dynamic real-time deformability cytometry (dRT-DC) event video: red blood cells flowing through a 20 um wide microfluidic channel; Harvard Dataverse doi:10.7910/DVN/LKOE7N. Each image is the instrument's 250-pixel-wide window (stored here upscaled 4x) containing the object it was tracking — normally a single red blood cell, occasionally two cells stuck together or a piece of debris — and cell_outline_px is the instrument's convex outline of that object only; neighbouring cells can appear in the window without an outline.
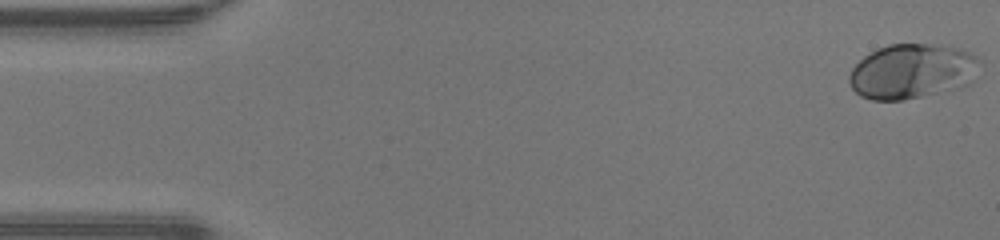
{"species": "human", "species_latin": "Homo sapiens", "temperature_condition": "warm", "stored_images_in_passage": 48, "camera_frame_rate_fps": 3000, "um_per_image_px": 0.085, "donor": {"sex": "male"}, "frame": {"image": 1, "passage_image": 1, "time_ms": 0.0, "image_size_px": [1000, 240], "cell_outline_px": [[980, 60], [972, 84], [960, 88], [904, 100], [872, 100], [860, 96], [852, 88], [848, 80], [848, 76], [852, 68], [864, 56], [876, 48], [888, 44], [928, 44], [960, 48], [976, 56]], "centroid_in_image_um": [77.52, 6.07], "position_along_channel_um": 7.5, "area_um2": 42.02}}
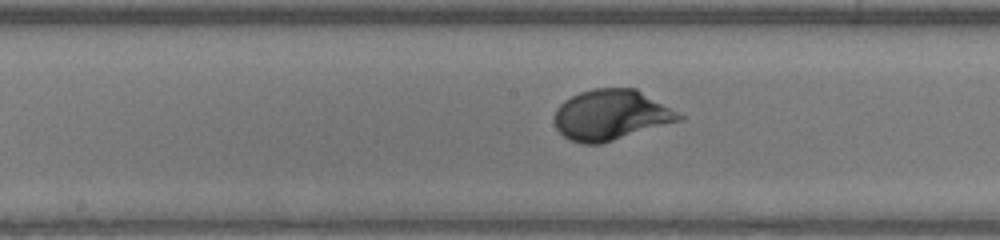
{"frame": {"image": 2, "passage_image": 24, "time_ms": 7.667, "image_size_px": [1000, 240], "cell_outline_px": [[684, 120], [600, 144], [584, 144], [572, 140], [564, 136], [556, 128], [556, 108], [564, 100], [580, 92], [592, 88], [636, 88], [684, 116]], "centroid_in_image_um": [51.95, 9.77], "position_along_channel_um": 196.2, "area_um2": 36.41}}
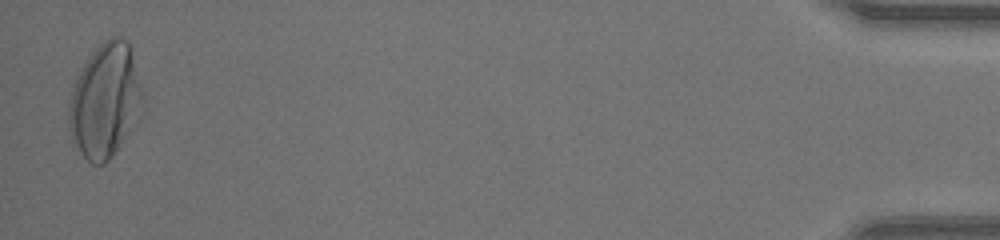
{"frame": {"image": 3, "passage_image": 47, "time_ms": 15.333, "image_size_px": [1000, 240], "cell_outline_px": [[140, 96], [136, 124], [108, 160], [104, 164], [92, 164], [72, 144], [68, 128], [68, 104], [72, 88], [88, 56], [104, 40], [112, 36], [120, 36], [128, 40], [132, 48], [140, 88]], "centroid_in_image_um": [8.88, 8.55], "position_along_channel_um": 426.3, "area_um2": 48.67}, "authors_computed_cell_mechanics": {"area_um2": 36.125, "velocity_mm_per_s": 4.3277, "shape_relaxation_time_tau1_ms": 2.8122, "shape_relaxation_time_tau2_ms": null, "deformation_change_tau1": 0.197, "deformation_change_tau2": null}}